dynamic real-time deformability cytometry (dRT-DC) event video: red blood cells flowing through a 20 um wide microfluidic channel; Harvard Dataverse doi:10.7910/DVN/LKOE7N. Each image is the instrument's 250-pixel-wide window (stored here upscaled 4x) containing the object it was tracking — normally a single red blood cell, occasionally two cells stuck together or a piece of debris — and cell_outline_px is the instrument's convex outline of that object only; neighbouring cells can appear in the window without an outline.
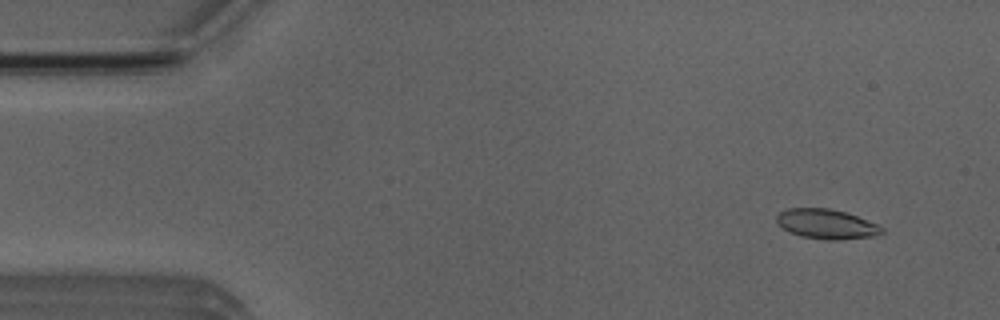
{"species": "Egyptian fruit bat (a non-hibernating species)", "species_latin": "Rousettus aegyptiacus", "temperature_condition": "room temperature", "stored_images_in_passage": 49, "camera_frame_rate_fps": 3000, "um_per_image_px": 0.085, "animal": {"sex": "male"}, "frame": {"image": 1, "passage_image": 1, "time_ms": 0.0, "image_size_px": [1000, 320], "cell_outline_px": [[884, 232], [872, 236], [836, 240], [828, 240], [800, 236], [776, 224], [776, 216], [780, 212], [788, 208], [828, 208], [844, 212], [856, 216], [876, 224], [884, 228]], "centroid_in_image_um": [70.22, 19.04], "position_along_channel_um": 14.8, "area_um2": 17.98}}
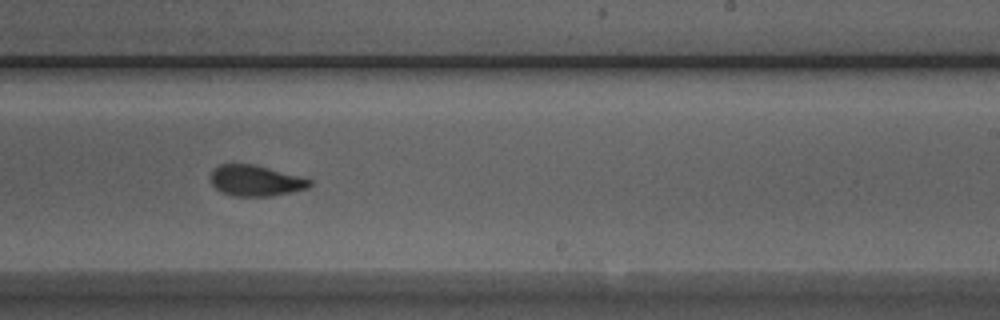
{"frame": {"image": 2, "passage_image": 28, "time_ms": 9.0, "image_size_px": [1000, 320], "cell_outline_px": [[312, 184], [308, 188], [292, 192], [272, 196], [232, 196], [220, 192], [212, 184], [208, 176], [212, 168], [220, 164], [252, 164], [268, 168], [312, 180]], "centroid_in_image_um": [21.66, 15.36], "position_along_channel_um": 267.3, "area_um2": 17.92}}
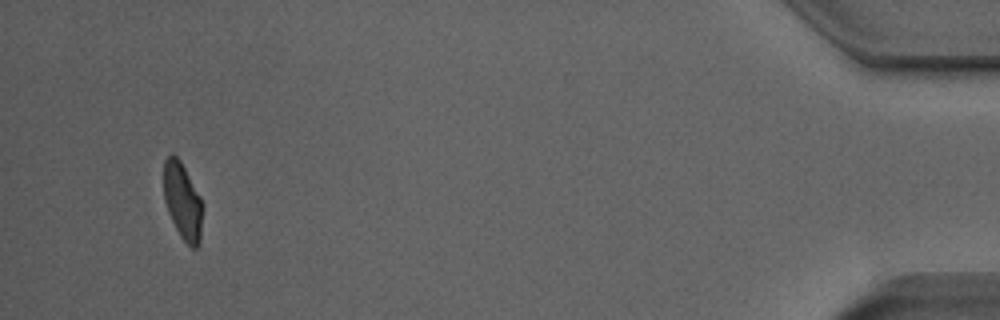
{"frame": {"image": 3, "passage_image": 46, "time_ms": 15.0, "image_size_px": [1000, 320], "cell_outline_px": [[200, 244], [196, 248], [192, 248], [180, 236], [168, 212], [164, 200], [164, 160], [172, 152], [180, 160], [200, 196]], "centroid_in_image_um": [15.48, 17.07], "position_along_channel_um": 419.7, "area_um2": 16.88}, "authors_computed_cell_mechanics": {"area_um2": 18.3804, "velocity_mm_per_s": 3.9315, "shape_relaxation_time_tau1_ms": 7.5285, "shape_relaxation_time_tau2_ms": 1.2797, "deformation_change_tau1": 0.1789, "deformation_change_tau2": 0.0746}}